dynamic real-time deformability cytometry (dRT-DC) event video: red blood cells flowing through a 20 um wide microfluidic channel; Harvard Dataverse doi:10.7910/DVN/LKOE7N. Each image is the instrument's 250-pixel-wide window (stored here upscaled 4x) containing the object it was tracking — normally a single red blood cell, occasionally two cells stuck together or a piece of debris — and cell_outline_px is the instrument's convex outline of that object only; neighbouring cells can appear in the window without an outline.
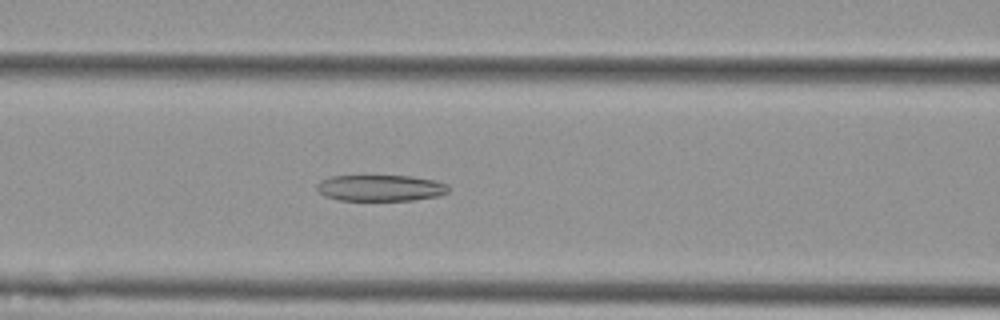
{"species": "Egyptian fruit bat (a non-hibernating species)", "species_latin": "Rousettus aegyptiacus", "temperature_condition": "cold", "stored_images_in_passage": 56, "camera_frame_rate_fps": 3000, "um_per_image_px": 0.085, "animal": {"sex": "female"}, "frame": {"image": 1, "passage_image": 23, "time_ms": 7.333, "image_size_px": [1000, 320], "cell_outline_px": [[448, 192], [440, 196], [412, 200], [340, 200], [324, 196], [316, 188], [316, 184], [320, 180], [332, 176], [412, 176], [436, 180], [448, 184]], "centroid_in_image_um": [32.36, 15.97], "position_along_channel_um": 134.2, "area_um2": 20.23}}
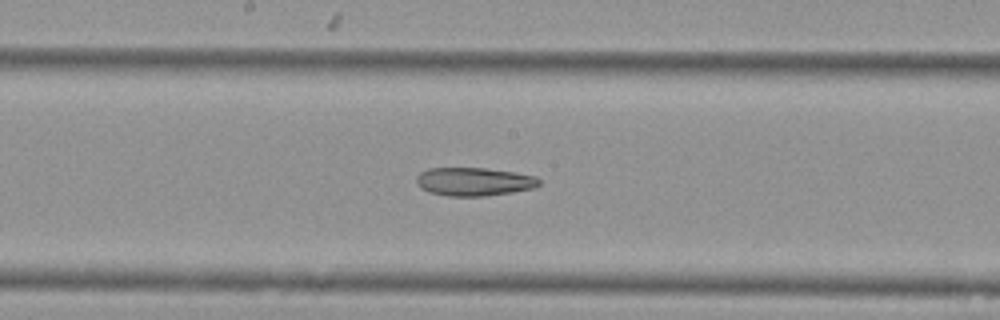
{"frame": {"image": 2, "passage_image": 29, "time_ms": 9.333, "image_size_px": [1000, 320], "cell_outline_px": [[540, 184], [536, 188], [512, 192], [484, 196], [448, 196], [428, 192], [420, 188], [416, 184], [416, 176], [420, 172], [428, 168], [484, 168], [516, 172], [536, 176], [540, 180]], "centroid_in_image_um": [40.28, 15.44], "position_along_channel_um": 207.9, "area_um2": 20.52}}
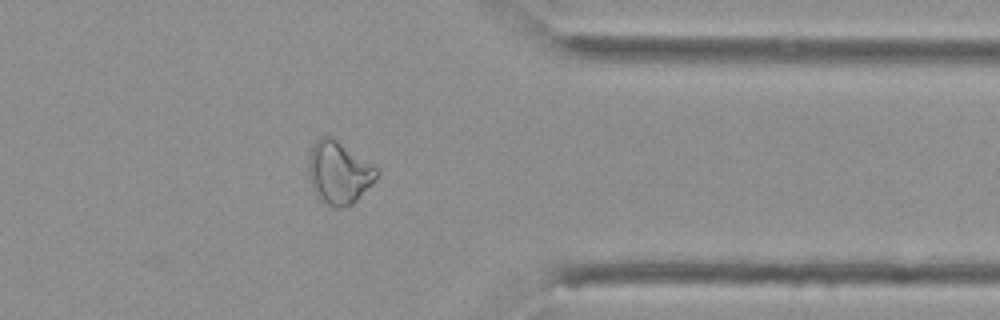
{"frame": {"image": 3, "passage_image": 44, "time_ms": 14.333, "image_size_px": [1000, 320], "cell_outline_px": [[380, 172], [372, 184], [352, 204], [340, 208], [332, 208], [320, 200], [312, 184], [308, 172], [308, 160], [312, 148], [316, 140], [320, 136], [332, 136], [372, 164]], "centroid_in_image_um": [28.8, 14.67], "position_along_channel_um": 382.6, "area_um2": 24.68}, "authors_computed_cell_mechanics": {"area_um2": 25.143, "velocity_mm_per_s": 3.6948, "shape_relaxation_time_tau1_ms": null, "shape_relaxation_time_tau2_ms": 8.1108, "deformation_change_tau1": null, "deformation_change_tau2": 0.1784}}